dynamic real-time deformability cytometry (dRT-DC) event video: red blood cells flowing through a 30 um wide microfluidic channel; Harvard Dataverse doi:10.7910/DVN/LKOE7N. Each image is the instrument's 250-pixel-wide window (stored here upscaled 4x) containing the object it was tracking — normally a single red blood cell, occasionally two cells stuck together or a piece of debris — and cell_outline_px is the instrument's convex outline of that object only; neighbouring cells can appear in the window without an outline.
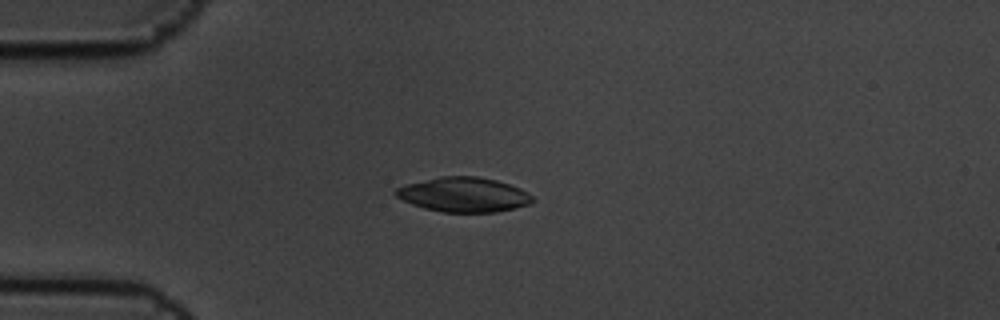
{"species": "common noctule bat (a hibernating species)", "species_latin": "Nyctalus noctula", "temperature_condition": "cold", "stored_images_in_passage": 5, "camera_frame_rate_fps": 3000, "um_per_image_px": 0.085, "animal": {"sex": "male", "body_mass_g": 19.5, "forearm_length_mm": 54.6}, "frame": {"image": 1, "passage_image": 2, "time_ms": 0.333, "image_size_px": [1000, 320], "cell_outline_px": [[536, 200], [528, 204], [496, 212], [444, 212], [424, 208], [412, 204], [396, 196], [392, 192], [396, 188], [404, 184], [440, 176], [480, 176], [496, 180], [520, 188], [528, 192]], "centroid_in_image_um": [39.39, 16.53], "position_along_channel_um": 45.6, "area_um2": 27.63}}
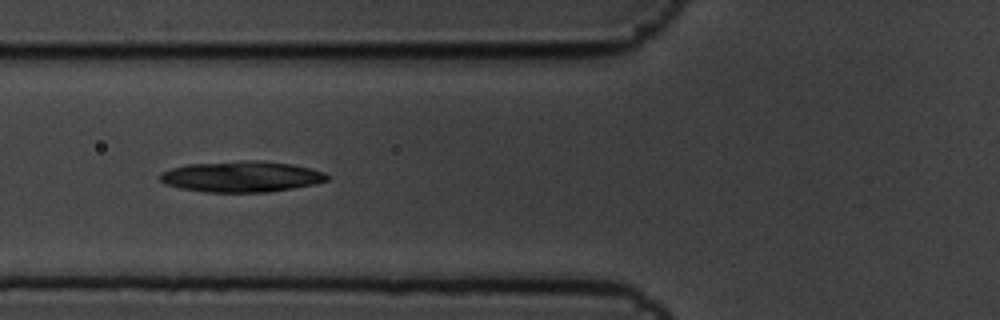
{"frame": {"image": 2, "passage_image": 4, "time_ms": 1.0, "image_size_px": [1000, 320], "cell_outline_px": [[328, 180], [316, 184], [268, 192], [208, 192], [180, 188], [164, 184], [160, 180], [160, 172], [184, 164], [244, 160], [256, 160], [292, 164], [324, 172], [328, 176]], "centroid_in_image_um": [20.49, 15.0], "position_along_channel_um": 105.3, "area_um2": 30.17}}
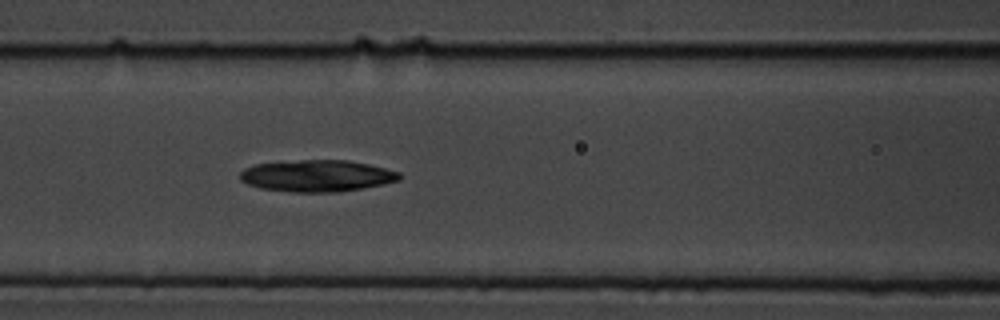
{"frame": {"image": 3, "passage_image": 5, "time_ms": 1.333, "image_size_px": [1000, 320], "cell_outline_px": [[400, 180], [360, 188], [336, 192], [292, 192], [260, 188], [248, 184], [240, 180], [240, 172], [244, 168], [256, 164], [300, 160], [348, 160], [368, 164], [400, 172]], "centroid_in_image_um": [26.91, 14.94], "position_along_channel_um": 139.7, "area_um2": 29.19}}